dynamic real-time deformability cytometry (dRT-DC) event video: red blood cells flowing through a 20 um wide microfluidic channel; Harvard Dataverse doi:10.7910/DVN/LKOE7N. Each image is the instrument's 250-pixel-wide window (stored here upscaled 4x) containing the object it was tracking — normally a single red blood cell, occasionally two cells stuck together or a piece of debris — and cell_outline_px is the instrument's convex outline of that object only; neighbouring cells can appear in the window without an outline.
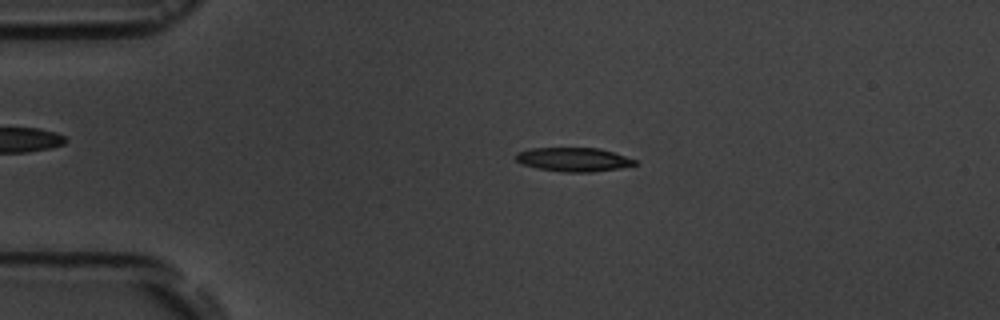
{"species": "common noctule bat (a hibernating species)", "species_latin": "Nyctalus noctula", "temperature_condition": "room temperature", "stored_images_in_passage": 3, "camera_frame_rate_fps": 3000, "um_per_image_px": 0.085, "animal": {"sex": "male", "body_mass_g": 19.5, "forearm_length_mm": 54.6}, "frame": {"image": 1, "passage_image": 2, "time_ms": 1.333, "image_size_px": [1000, 320], "cell_outline_px": [[636, 164], [620, 168], [592, 172], [564, 172], [540, 168], [524, 164], [516, 160], [512, 156], [516, 152], [532, 148], [600, 148], [636, 160]], "centroid_in_image_um": [48.72, 13.55], "position_along_channel_um": 36.3, "area_um2": 16.42}}